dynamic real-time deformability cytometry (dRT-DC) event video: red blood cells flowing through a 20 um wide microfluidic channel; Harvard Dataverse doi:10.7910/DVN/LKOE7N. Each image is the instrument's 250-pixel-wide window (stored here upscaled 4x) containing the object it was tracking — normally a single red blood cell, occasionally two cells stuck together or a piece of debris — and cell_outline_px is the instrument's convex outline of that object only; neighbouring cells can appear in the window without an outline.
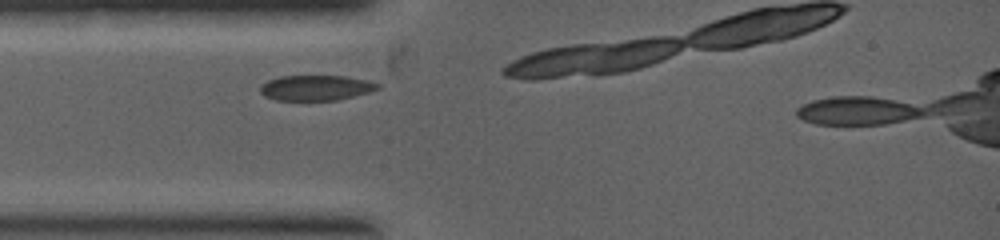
{"species": "common noctule bat (a hibernating species)", "species_latin": "Nyctalus noctula", "temperature_condition": "warm", "stored_images_in_passage": 1, "camera_frame_rate_fps": 5000, "um_per_image_px": 0.085, "animal": {"sex": "female", "body_mass_g": 19.0, "forearm_length_mm": 53.3}, "frame": {"image": 1, "passage_image": 1, "time_ms": 0.0, "image_size_px": [1000, 240], "cell_outline_px": [[380, 88], [368, 92], [336, 100], [276, 100], [264, 96], [260, 92], [260, 84], [268, 80], [280, 76], [344, 76], [368, 80], [380, 84]], "centroid_in_image_um": [26.82, 7.46], "position_along_channel_um": 58.2, "area_um2": 17.28}}